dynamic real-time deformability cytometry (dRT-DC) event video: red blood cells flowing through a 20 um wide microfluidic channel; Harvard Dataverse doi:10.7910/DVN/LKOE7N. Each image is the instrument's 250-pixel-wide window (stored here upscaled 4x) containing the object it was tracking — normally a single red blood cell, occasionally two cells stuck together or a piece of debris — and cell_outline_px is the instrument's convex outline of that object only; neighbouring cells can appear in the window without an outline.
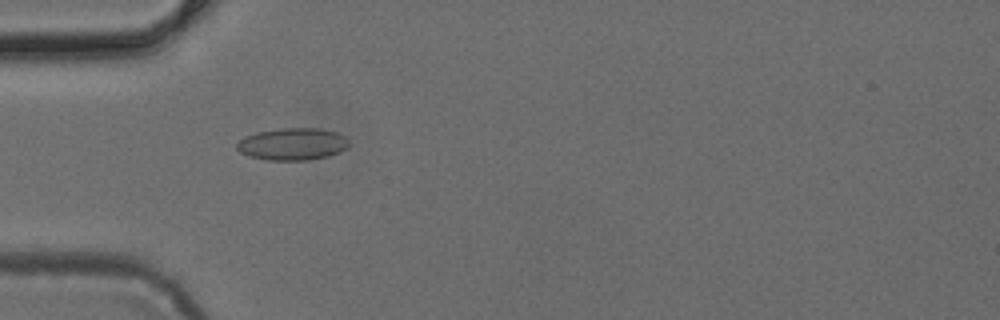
{"species": "common noctule bat (a hibernating species)", "species_latin": "Nyctalus noctula", "temperature_condition": "cold", "stored_images_in_passage": 49, "camera_frame_rate_fps": 3000, "um_per_image_px": 0.085, "animal": {"sex": "female", "body_mass_g": 24.6, "forearm_length_mm": 56.2}, "frame": {"image": 1, "passage_image": 15, "time_ms": 4.667, "image_size_px": [1000, 320], "cell_outline_px": [[348, 148], [340, 152], [328, 156], [308, 160], [268, 160], [248, 156], [240, 152], [236, 148], [236, 144], [244, 136], [256, 132], [280, 128], [320, 128], [336, 132], [344, 136], [348, 140]], "centroid_in_image_um": [24.86, 12.24], "position_along_channel_um": 60.1, "area_um2": 21.15}}
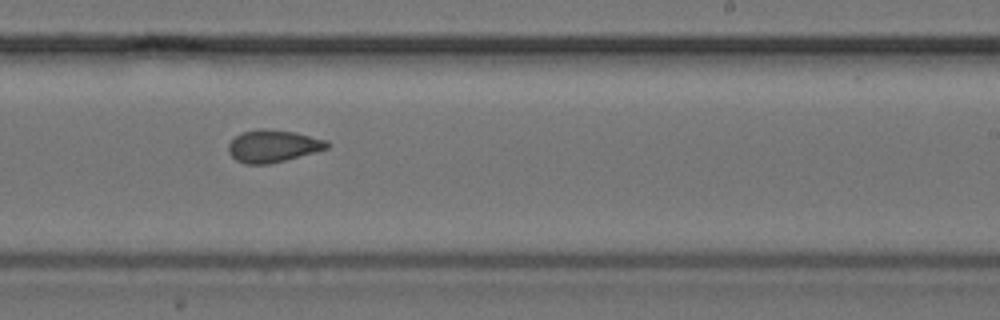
{"frame": {"image": 2, "passage_image": 30, "time_ms": 9.667, "image_size_px": [1000, 320], "cell_outline_px": [[332, 144], [328, 148], [284, 160], [268, 164], [244, 164], [236, 160], [228, 152], [228, 144], [236, 136], [244, 132], [260, 128], [268, 128], [296, 132], [328, 140]], "centroid_in_image_um": [23.22, 12.4], "position_along_channel_um": 265.8, "area_um2": 18.61}}
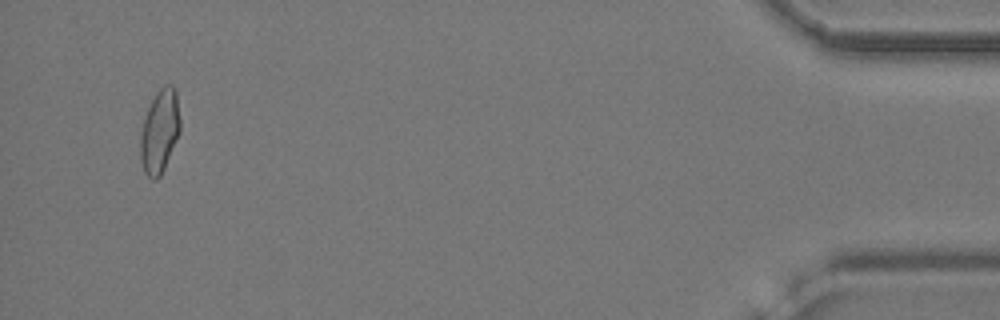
{"frame": {"image": 3, "passage_image": 47, "time_ms": 15.333, "image_size_px": [1000, 320], "cell_outline_px": [[180, 132], [164, 168], [160, 176], [156, 180], [152, 180], [144, 172], [140, 160], [140, 132], [144, 116], [156, 92], [164, 84], [172, 84], [176, 88], [180, 120]], "centroid_in_image_um": [13.57, 11.14], "position_along_channel_um": 421.6, "area_um2": 19.59}}